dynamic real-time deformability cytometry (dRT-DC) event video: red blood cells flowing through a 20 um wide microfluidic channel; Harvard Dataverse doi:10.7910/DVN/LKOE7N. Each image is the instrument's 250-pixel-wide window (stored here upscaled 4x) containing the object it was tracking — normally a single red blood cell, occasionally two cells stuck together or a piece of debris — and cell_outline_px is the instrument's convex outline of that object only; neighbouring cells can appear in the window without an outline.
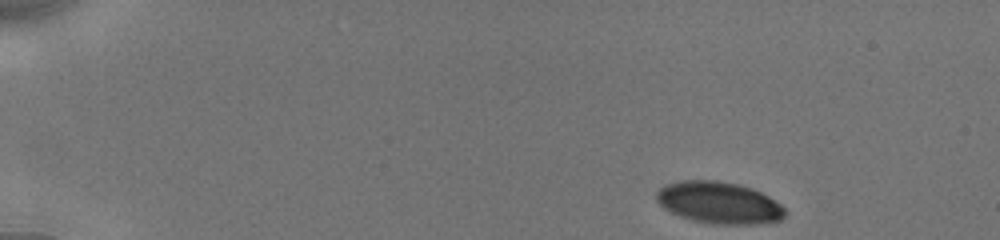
{"species": "human", "species_latin": "Homo sapiens", "temperature_condition": "cold", "stored_images_in_passage": 26, "camera_frame_rate_fps": 3000, "um_per_image_px": 0.085, "donor": {"sex": "male"}, "frame": {"image": 1, "passage_image": 1, "time_ms": 0.0, "image_size_px": [1000, 240], "cell_outline_px": [[788, 212], [780, 220], [756, 224], [716, 224], [692, 220], [680, 216], [664, 208], [656, 200], [656, 192], [664, 184], [680, 180], [716, 180], [740, 184], [752, 188], [768, 196], [780, 204]], "centroid_in_image_um": [61.11, 17.22], "position_along_channel_um": 23.9, "area_um2": 31.44}}
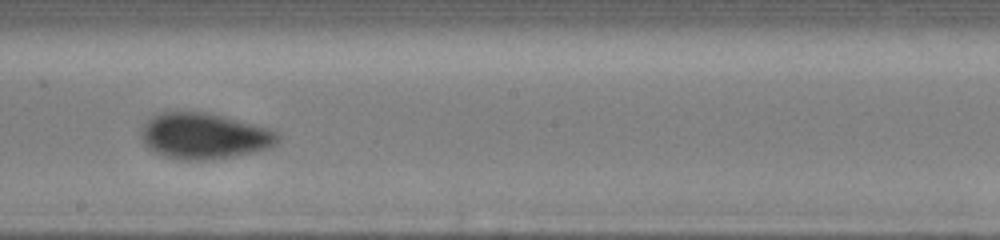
{"frame": {"image": 2, "passage_image": 12, "time_ms": 8.333, "image_size_px": [1000, 240], "cell_outline_px": [[280, 140], [276, 144], [268, 148], [252, 152], [232, 156], [208, 160], [184, 160], [164, 156], [148, 148], [140, 140], [140, 128], [152, 116], [160, 112], [204, 112], [224, 116], [268, 128], [276, 132], [280, 136]], "centroid_in_image_um": [17.32, 11.56], "position_along_channel_um": 230.9, "area_um2": 36.59}}
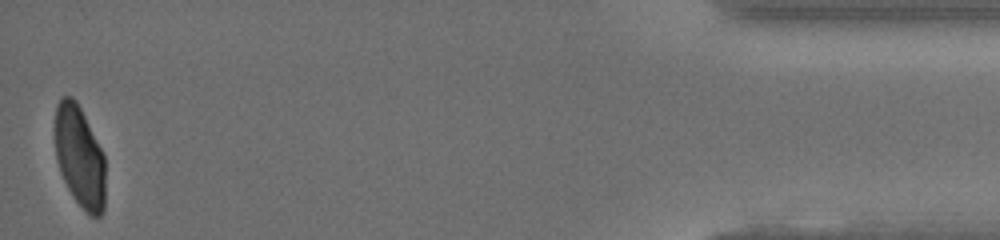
{"frame": {"image": 3, "passage_image": 26, "time_ms": 15.333, "image_size_px": [1000, 240], "cell_outline_px": [[104, 212], [100, 216], [92, 216], [72, 196], [60, 172], [56, 160], [56, 104], [64, 96], [72, 96], [76, 100], [104, 156]], "centroid_in_image_um": [6.76, 13.33], "position_along_channel_um": 428.4, "area_um2": 29.13}, "authors_computed_cell_mechanics": {"area_um2": 33.2639, "velocity_mm_per_s": 3.8936, "shape_relaxation_time_tau1_ms": 3.4461, "shape_relaxation_time_tau2_ms": 0.3977, "deformation_change_tau1": 0.1227, "deformation_change_tau2": 0.0251}}